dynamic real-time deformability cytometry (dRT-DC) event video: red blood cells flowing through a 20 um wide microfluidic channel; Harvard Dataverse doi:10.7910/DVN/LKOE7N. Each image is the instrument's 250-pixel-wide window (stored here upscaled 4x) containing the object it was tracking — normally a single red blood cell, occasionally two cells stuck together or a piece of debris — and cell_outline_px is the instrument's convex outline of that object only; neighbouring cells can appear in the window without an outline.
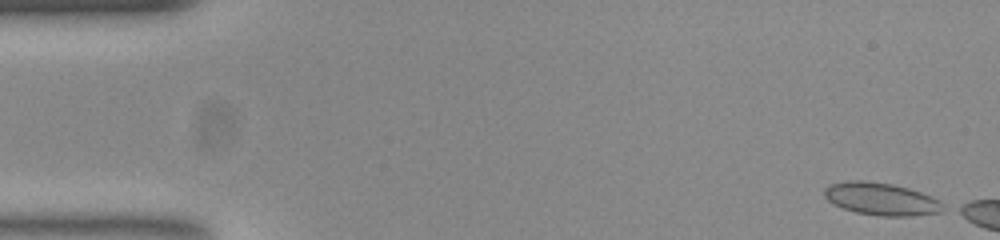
{"species": "common noctule bat (a hibernating species)", "species_latin": "Nyctalus noctula", "temperature_condition": "room temperature", "stored_images_in_passage": 42, "camera_frame_rate_fps": 3000, "um_per_image_px": 0.085, "animal": {"sex": "female", "body_mass_g": 23.0, "forearm_length_mm": 53.4}, "frame": {"image": 1, "passage_image": 1, "time_ms": 0.0, "image_size_px": [1000, 240], "cell_outline_px": [[936, 212], [904, 216], [884, 216], [856, 212], [844, 208], [828, 200], [824, 196], [824, 188], [832, 184], [860, 180], [888, 184], [904, 188], [928, 196], [936, 200]], "centroid_in_image_um": [74.73, 16.91], "position_along_channel_um": 10.3, "area_um2": 20.87}}
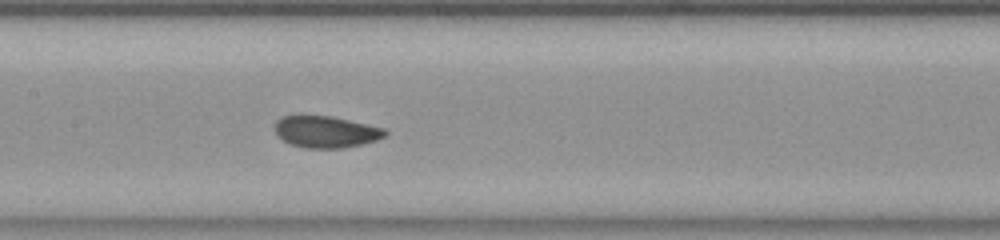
{"frame": {"image": 2, "passage_image": 24, "time_ms": 7.667, "image_size_px": [1000, 240], "cell_outline_px": [[388, 132], [384, 136], [376, 140], [360, 144], [340, 148], [308, 148], [292, 144], [284, 140], [276, 132], [276, 120], [284, 116], [332, 116], [384, 128]], "centroid_in_image_um": [27.73, 11.2], "position_along_channel_um": 179.7, "area_um2": 19.88}}
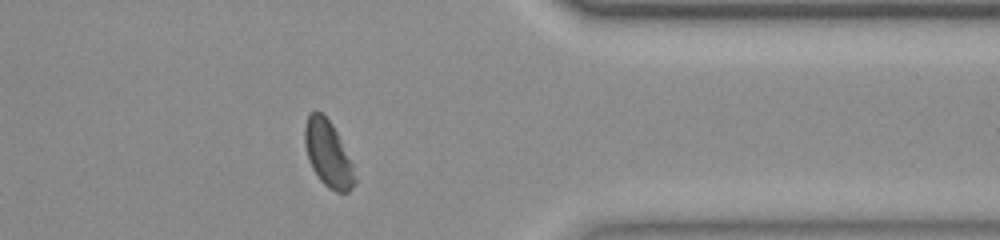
{"frame": {"image": 3, "passage_image": 41, "time_ms": 13.333, "image_size_px": [1000, 240], "cell_outline_px": [[356, 184], [348, 192], [336, 192], [328, 188], [320, 180], [312, 168], [308, 160], [304, 144], [304, 128], [308, 116], [316, 108], [332, 124], [352, 164], [356, 180]], "centroid_in_image_um": [27.86, 13.09], "position_along_channel_um": 383.5, "area_um2": 19.13}}